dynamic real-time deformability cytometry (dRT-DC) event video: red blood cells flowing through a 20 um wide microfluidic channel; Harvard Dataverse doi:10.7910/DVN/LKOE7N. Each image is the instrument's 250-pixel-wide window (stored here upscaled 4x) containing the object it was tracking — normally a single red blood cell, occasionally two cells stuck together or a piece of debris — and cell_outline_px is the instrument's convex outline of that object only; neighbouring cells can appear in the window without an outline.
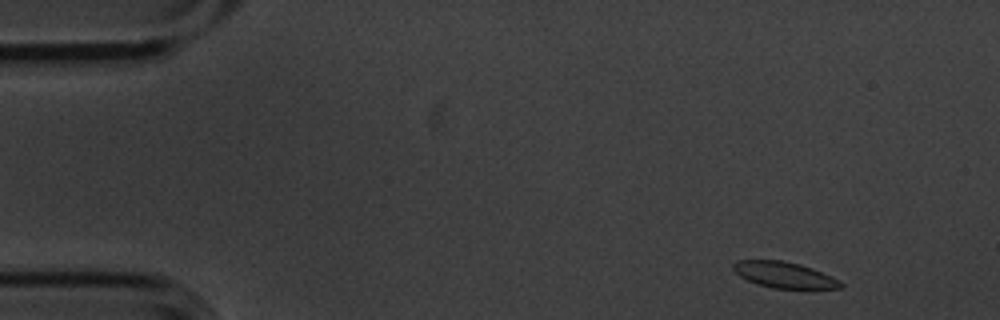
{"species": "common noctule bat (a hibernating species)", "species_latin": "Nyctalus noctula", "temperature_condition": "cold", "stored_images_in_passage": 5, "camera_frame_rate_fps": 3000, "um_per_image_px": 0.085, "animal": {"sex": "male", "body_mass_g": 20.1, "forearm_length_mm": 53.5}, "frame": {"image": 1, "passage_image": 1, "time_ms": 0.0, "image_size_px": [1000, 320], "cell_outline_px": [[844, 284], [840, 288], [772, 288], [756, 284], [740, 276], [732, 268], [732, 264], [736, 260], [784, 260], [800, 264], [812, 268], [840, 280]], "centroid_in_image_um": [66.63, 23.35], "position_along_channel_um": 18.4, "area_um2": 16.24}}